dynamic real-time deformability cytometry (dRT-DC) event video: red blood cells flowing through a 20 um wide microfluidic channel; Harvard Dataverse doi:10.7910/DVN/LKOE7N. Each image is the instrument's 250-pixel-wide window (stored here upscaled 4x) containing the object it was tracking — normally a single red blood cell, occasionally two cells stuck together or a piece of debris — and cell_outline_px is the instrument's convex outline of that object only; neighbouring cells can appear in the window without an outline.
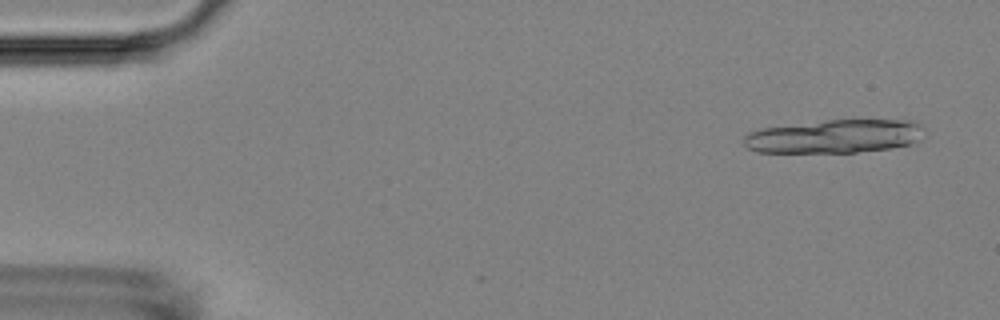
{"species": "Egyptian fruit bat (a non-hibernating species)", "species_latin": "Rousettus aegyptiacus", "temperature_condition": "room temperature", "stored_images_in_passage": 7, "camera_frame_rate_fps": 3000, "um_per_image_px": 0.085, "animal": {"sex": "female"}, "frame": {"image": 1, "passage_image": 3, "time_ms": 0.667, "image_size_px": [1000, 320], "cell_outline_px": [[928, 132], [920, 140], [912, 144], [892, 148], [856, 152], [756, 152], [748, 148], [744, 144], [744, 136], [748, 132], [760, 128], [852, 116], [912, 120], [920, 124]], "centroid_in_image_um": [71.07, 11.53], "position_along_channel_um": 13.9, "area_um2": 37.05}}